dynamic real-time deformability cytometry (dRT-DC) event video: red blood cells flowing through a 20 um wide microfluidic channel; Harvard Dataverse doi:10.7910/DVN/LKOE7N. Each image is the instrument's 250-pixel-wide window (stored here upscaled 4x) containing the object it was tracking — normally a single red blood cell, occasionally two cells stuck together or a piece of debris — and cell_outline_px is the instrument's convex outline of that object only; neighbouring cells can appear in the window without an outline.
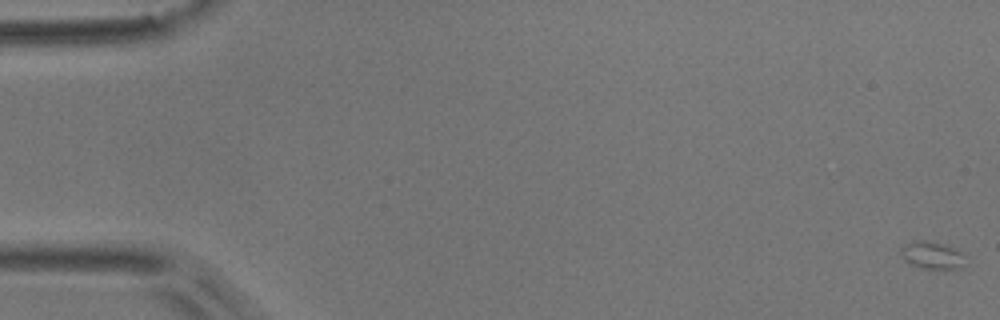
{"species": "common noctule bat (a hibernating species)", "species_latin": "Nyctalus noctula", "temperature_condition": "room temperature", "stored_images_in_passage": 6, "camera_frame_rate_fps": 3000, "um_per_image_px": 0.085, "animal": {"sex": "male", "body_mass_g": 17.9}, "frame": {"image": 1, "passage_image": 1, "time_ms": 0.0, "image_size_px": [1000, 320], "cell_outline_px": [[964, 268], [920, 268], [904, 260], [900, 252], [900, 248], [904, 244], [912, 240], [924, 240], [944, 244], [960, 252]], "centroid_in_image_um": [79.14, 21.67], "position_along_channel_um": 5.9, "area_um2": 10.06}}